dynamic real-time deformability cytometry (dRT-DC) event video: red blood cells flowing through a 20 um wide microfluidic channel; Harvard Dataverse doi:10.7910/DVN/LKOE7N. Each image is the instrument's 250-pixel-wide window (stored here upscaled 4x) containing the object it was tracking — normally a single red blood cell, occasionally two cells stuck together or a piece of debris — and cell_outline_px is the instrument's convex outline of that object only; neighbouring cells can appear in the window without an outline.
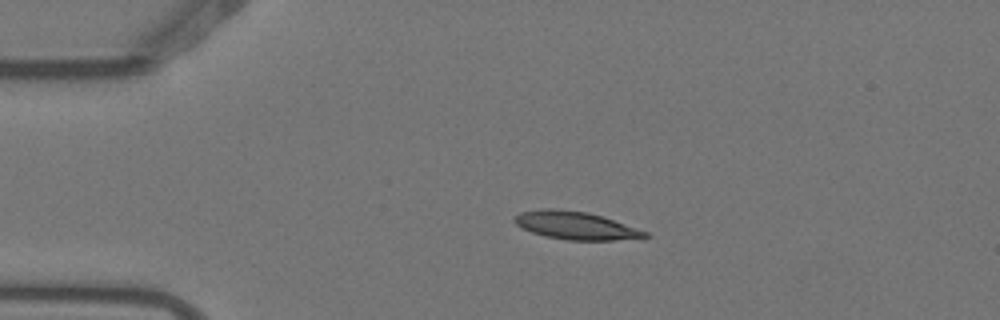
{"species": "Egyptian fruit bat (a non-hibernating species)", "species_latin": "Rousettus aegyptiacus", "temperature_condition": "warm", "stored_images_in_passage": 5, "camera_frame_rate_fps": 3000, "um_per_image_px": 0.085, "animal": {"sex": "female"}, "frame": {"image": 1, "passage_image": 4, "time_ms": 1.0, "image_size_px": [1000, 320], "cell_outline_px": [[652, 236], [644, 240], [568, 240], [544, 236], [532, 232], [516, 224], [512, 220], [512, 216], [520, 212], [544, 208], [552, 208], [588, 212], [648, 232]], "centroid_in_image_um": [48.97, 19.18], "position_along_channel_um": 36.0, "area_um2": 21.44}}
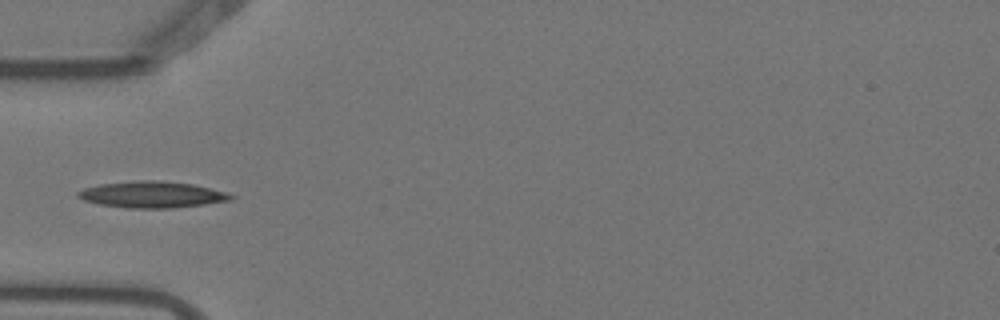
{"frame": {"image": 2, "passage_image": 5, "time_ms": 1.333, "image_size_px": [1000, 320], "cell_outline_px": [[236, 196], [232, 200], [204, 204], [172, 208], [124, 208], [100, 204], [84, 200], [76, 196], [76, 192], [84, 188], [100, 184], [136, 180], [160, 180], [192, 184], [228, 192]], "centroid_in_image_um": [12.93, 16.53], "position_along_channel_um": 72.1, "area_um2": 23.64}}